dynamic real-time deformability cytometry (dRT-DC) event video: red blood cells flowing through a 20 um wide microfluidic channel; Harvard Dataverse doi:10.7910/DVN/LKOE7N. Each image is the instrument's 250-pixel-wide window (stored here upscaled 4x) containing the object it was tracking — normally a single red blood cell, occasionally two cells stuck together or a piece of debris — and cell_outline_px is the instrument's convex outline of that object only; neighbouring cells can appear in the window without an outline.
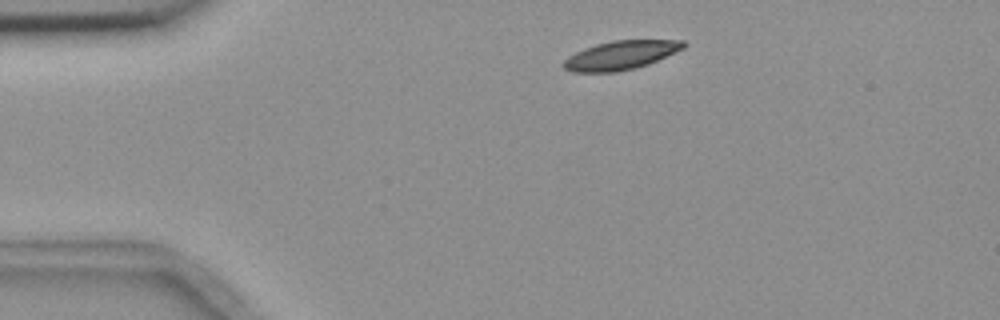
{"species": "common noctule bat (a hibernating species)", "species_latin": "Nyctalus noctula", "temperature_condition": "room temperature", "stored_images_in_passage": 4, "camera_frame_rate_fps": 3000, "um_per_image_px": 0.085, "animal": {"sex": "female", "body_mass_g": 18.4}, "frame": {"image": 1, "passage_image": 4, "time_ms": 4.667, "image_size_px": [1000, 320], "cell_outline_px": [[688, 44], [684, 48], [648, 64], [636, 68], [616, 72], [572, 72], [564, 68], [560, 64], [568, 56], [584, 48], [596, 44], [612, 40], [684, 40]], "centroid_in_image_um": [52.74, 4.69], "position_along_channel_um": 32.3, "area_um2": 20.23}}